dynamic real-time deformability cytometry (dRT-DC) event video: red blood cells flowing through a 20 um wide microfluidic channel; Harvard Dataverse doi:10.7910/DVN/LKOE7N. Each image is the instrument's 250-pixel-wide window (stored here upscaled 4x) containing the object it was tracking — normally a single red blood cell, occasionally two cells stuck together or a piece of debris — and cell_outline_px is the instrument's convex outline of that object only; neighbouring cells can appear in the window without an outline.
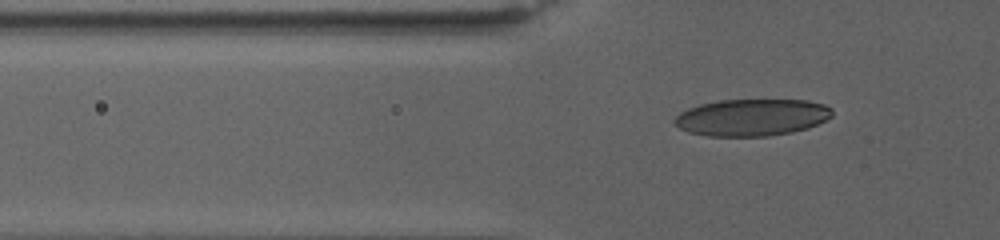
{"species": "human", "species_latin": "Homo sapiens", "temperature_condition": "warm", "stored_images_in_passage": 56, "camera_frame_rate_fps": 3000, "um_per_image_px": 0.085, "donor": {"sex": "female"}, "frame": {"image": 1, "passage_image": 9, "time_ms": 2.667, "image_size_px": [1000, 240], "cell_outline_px": [[832, 116], [808, 128], [792, 132], [768, 136], [708, 136], [688, 132], [680, 128], [672, 120], [680, 112], [688, 108], [700, 104], [720, 100], [808, 100], [824, 104], [832, 108]], "centroid_in_image_um": [63.9, 9.98], "position_along_channel_um": 61.9, "area_um2": 33.93}}
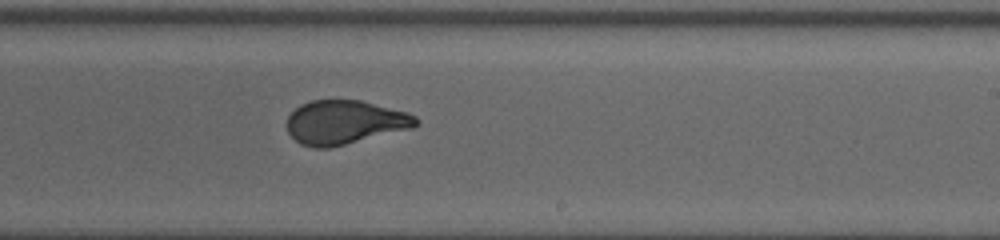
{"frame": {"image": 2, "passage_image": 32, "time_ms": 10.333, "image_size_px": [1000, 240], "cell_outline_px": [[420, 124], [412, 128], [332, 148], [312, 148], [300, 144], [288, 132], [288, 116], [300, 104], [312, 100], [360, 100], [408, 112], [416, 116], [420, 120]], "centroid_in_image_um": [29.33, 10.4], "position_along_channel_um": 259.7, "area_um2": 33.23}}
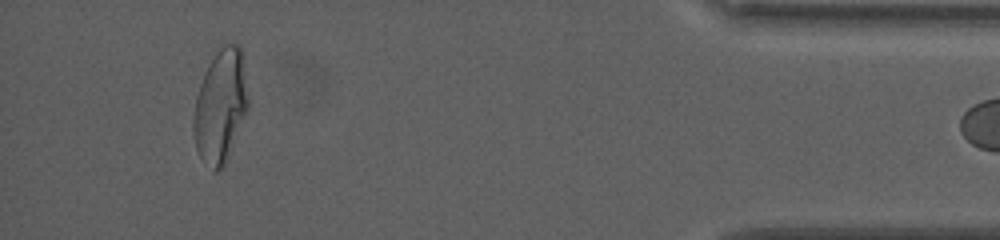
{"frame": {"image": 3, "passage_image": 55, "time_ms": 18.0, "image_size_px": [1000, 240], "cell_outline_px": [[248, 108], [228, 156], [224, 164], [216, 172], [200, 156], [196, 148], [192, 128], [192, 120], [196, 96], [200, 84], [220, 44], [240, 44], [244, 56], [248, 96]], "centroid_in_image_um": [18.75, 8.96], "position_along_channel_um": 416.4, "area_um2": 35.78}}